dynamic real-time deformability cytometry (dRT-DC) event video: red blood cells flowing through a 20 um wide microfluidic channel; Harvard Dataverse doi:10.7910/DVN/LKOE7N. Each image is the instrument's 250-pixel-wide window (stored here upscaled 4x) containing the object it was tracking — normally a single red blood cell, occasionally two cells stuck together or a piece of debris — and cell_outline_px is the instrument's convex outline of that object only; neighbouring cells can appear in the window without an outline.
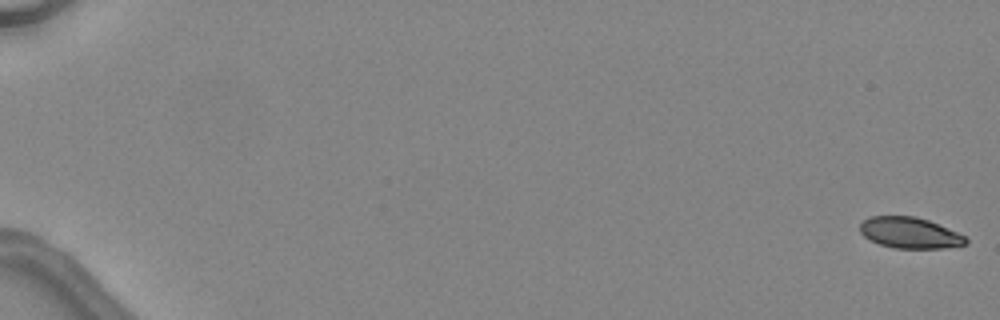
{"species": "common noctule bat (a hibernating species)", "species_latin": "Nyctalus noctula", "temperature_condition": "warm", "stored_images_in_passage": 6, "camera_frame_rate_fps": 3000, "um_per_image_px": 0.085, "animal": {"sex": "female", "body_mass_g": 24.6, "forearm_length_mm": 56.2}, "frame": {"image": 1, "passage_image": 1, "time_ms": 0.0, "image_size_px": [1000, 320], "cell_outline_px": [[968, 244], [944, 248], [892, 248], [880, 244], [864, 236], [860, 232], [860, 224], [868, 216], [916, 216], [928, 220], [956, 232], [964, 236], [968, 240]], "centroid_in_image_um": [77.32, 19.79], "position_along_channel_um": 7.7, "area_um2": 19.02}}
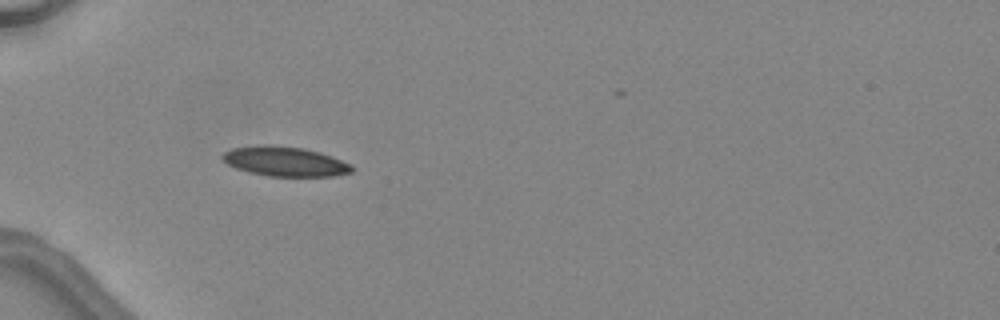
{"frame": {"image": 2, "passage_image": 5, "time_ms": 5.667, "image_size_px": [1000, 320], "cell_outline_px": [[352, 172], [332, 176], [268, 176], [248, 172], [236, 168], [228, 164], [220, 156], [224, 152], [232, 148], [260, 144], [272, 144], [304, 148], [320, 152], [332, 156], [352, 164]], "centroid_in_image_um": [24.21, 13.71], "position_along_channel_um": 60.8, "area_um2": 22.54}}